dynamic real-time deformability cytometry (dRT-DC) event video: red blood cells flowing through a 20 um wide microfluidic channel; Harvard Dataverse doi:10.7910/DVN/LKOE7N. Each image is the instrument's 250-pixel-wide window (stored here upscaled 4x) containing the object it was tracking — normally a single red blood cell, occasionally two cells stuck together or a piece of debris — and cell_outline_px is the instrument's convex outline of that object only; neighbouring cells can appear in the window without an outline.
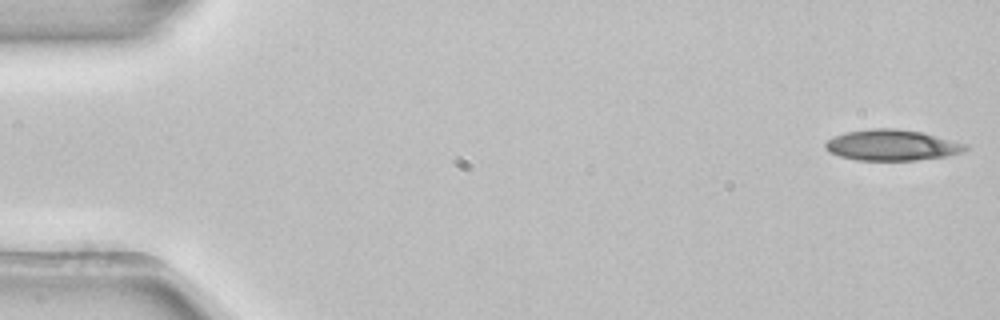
{"species": "common noctule bat (a hibernating species)", "species_latin": "Nyctalus noctula", "temperature_condition": "room temperature", "stored_images_in_passage": 52, "camera_frame_rate_fps": 3000, "um_per_image_px": 0.085, "animal": {"sex": "female", "body_mass_g": 22.7, "forearm_length_mm": 54.2}, "frame": {"image": 1, "passage_image": 1, "time_ms": 0.0, "image_size_px": [1000, 320], "cell_outline_px": [[968, 148], [964, 152], [948, 156], [916, 160], [856, 160], [840, 156], [828, 152], [824, 144], [828, 140], [844, 132], [872, 128], [892, 128], [920, 132], [968, 144]], "centroid_in_image_um": [75.82, 12.34], "position_along_channel_um": 9.2, "area_um2": 25.14}}
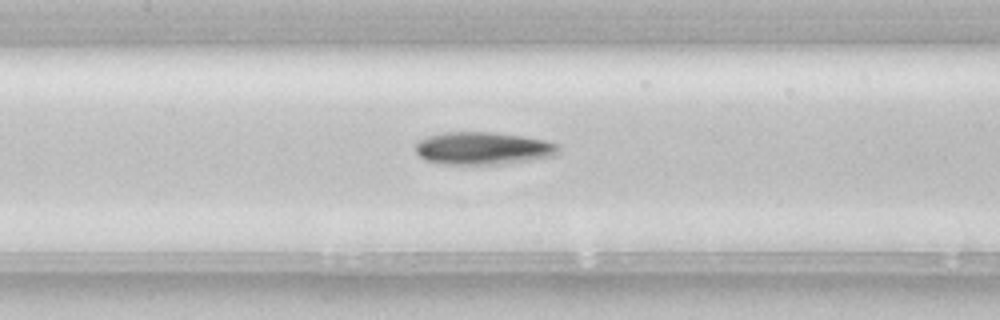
{"frame": {"image": 2, "passage_image": 24, "time_ms": 7.667, "image_size_px": [1000, 320], "cell_outline_px": [[560, 152], [552, 156], [532, 160], [504, 164], [444, 164], [424, 160], [416, 152], [416, 140], [428, 136], [444, 132], [492, 132], [524, 136], [544, 140], [556, 144], [560, 148]], "centroid_in_image_um": [41.04, 12.61], "position_along_channel_um": 166.4, "area_um2": 27.34}}
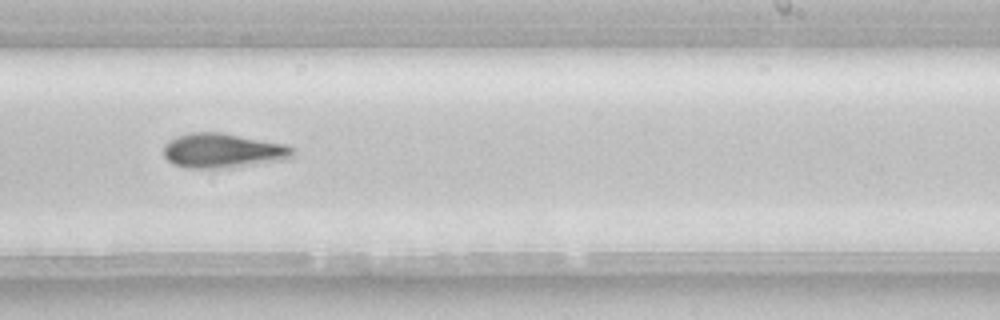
{"frame": {"image": 3, "passage_image": 32, "time_ms": 10.333, "image_size_px": [1000, 320], "cell_outline_px": [[296, 152], [288, 160], [228, 168], [184, 168], [172, 164], [164, 156], [164, 144], [168, 140], [176, 136], [188, 132], [220, 132], [284, 144], [296, 148]], "centroid_in_image_um": [18.95, 12.81], "position_along_channel_um": 270.1, "area_um2": 26.47}, "authors_computed_cell_mechanics": {"area_um2": 25.5476, "velocity_mm_per_s": 3.9099, "shape_relaxation_time_tau1_ms": 6.1943, "shape_relaxation_time_tau2_ms": null, "deformation_change_tau1": 0.1778, "deformation_change_tau2": null}}